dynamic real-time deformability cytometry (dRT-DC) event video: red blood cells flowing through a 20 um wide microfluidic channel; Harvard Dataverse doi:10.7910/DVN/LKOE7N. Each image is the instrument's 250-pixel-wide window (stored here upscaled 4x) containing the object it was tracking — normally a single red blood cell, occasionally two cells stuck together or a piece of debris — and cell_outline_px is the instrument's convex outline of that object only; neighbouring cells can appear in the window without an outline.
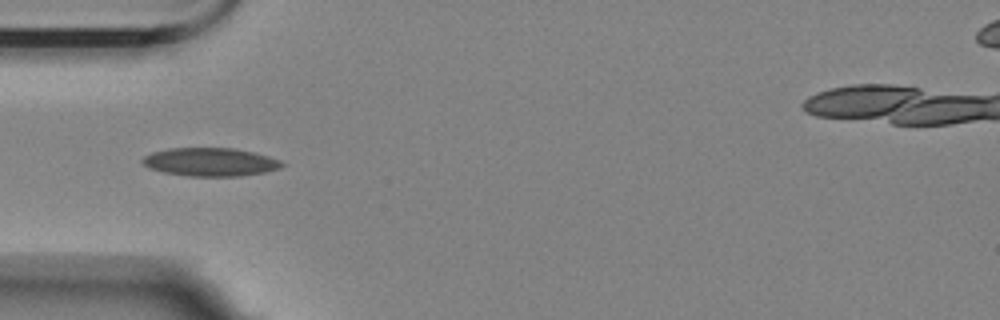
{"species": "Egyptian fruit bat (a non-hibernating species)", "species_latin": "Rousettus aegyptiacus", "temperature_condition": "room temperature", "stored_images_in_passage": 5, "camera_frame_rate_fps": 3000, "um_per_image_px": 0.085, "animal": {"sex": "female"}, "frame": {"image": 1, "passage_image": 3, "time_ms": 3.667, "image_size_px": [1000, 320], "cell_outline_px": [[284, 164], [280, 168], [264, 172], [240, 176], [188, 176], [164, 172], [152, 168], [144, 164], [140, 160], [144, 156], [152, 152], [168, 148], [232, 148], [256, 152], [280, 160]], "centroid_in_image_um": [17.89, 13.76], "position_along_channel_um": 67.1, "area_um2": 22.95}}
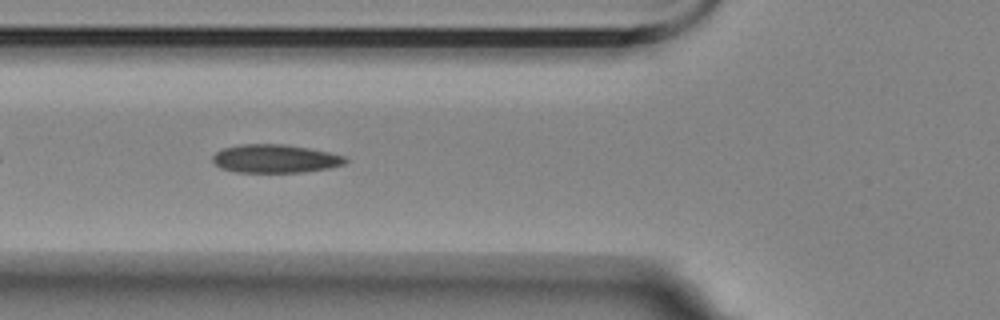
{"frame": {"image": 2, "passage_image": 4, "time_ms": 4.667, "image_size_px": [1000, 320], "cell_outline_px": [[348, 160], [344, 164], [328, 168], [300, 172], [236, 172], [220, 168], [212, 160], [212, 156], [216, 152], [224, 148], [240, 144], [284, 144], [308, 148], [348, 156]], "centroid_in_image_um": [23.39, 13.48], "position_along_channel_um": 102.4, "area_um2": 21.91}}
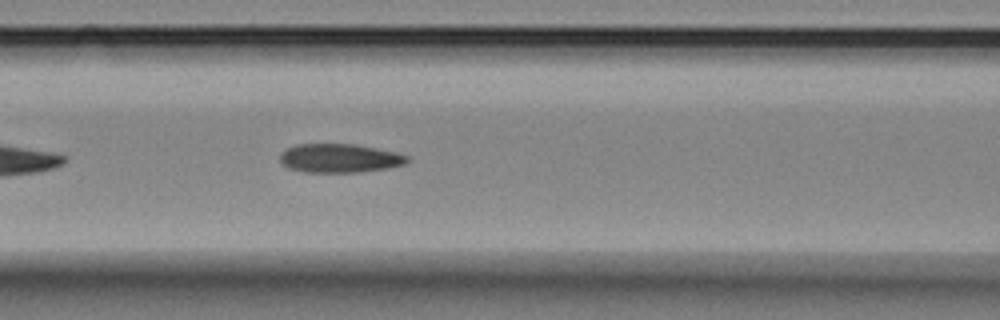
{"frame": {"image": 3, "passage_image": 5, "time_ms": 5.667, "image_size_px": [1000, 320], "cell_outline_px": [[412, 160], [404, 164], [388, 168], [356, 172], [304, 172], [288, 168], [280, 160], [280, 152], [296, 144], [356, 144], [396, 152], [408, 156]], "centroid_in_image_um": [28.88, 13.44], "position_along_channel_um": 137.7, "area_um2": 21.39}}